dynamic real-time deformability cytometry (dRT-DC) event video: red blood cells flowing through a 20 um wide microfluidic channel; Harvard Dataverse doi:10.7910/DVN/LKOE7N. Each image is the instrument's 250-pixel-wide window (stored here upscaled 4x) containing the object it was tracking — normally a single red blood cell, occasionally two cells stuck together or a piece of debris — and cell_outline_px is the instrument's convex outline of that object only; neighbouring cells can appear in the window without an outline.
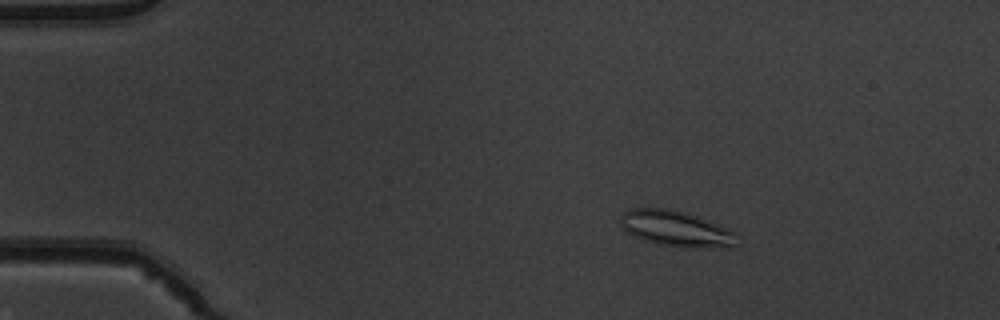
{"species": "common noctule bat (a hibernating species)", "species_latin": "Nyctalus noctula", "temperature_condition": "warm", "stored_images_in_passage": 40, "camera_frame_rate_fps": 3000, "um_per_image_px": 0.085, "animal": {"sex": "male", "body_mass_g": 19.5, "forearm_length_mm": 54.6}, "frame": {"image": 1, "passage_image": 10, "time_ms": 3.0, "image_size_px": [1000, 320], "cell_outline_px": [[736, 232], [732, 248], [688, 248], [656, 244], [636, 236], [628, 232], [620, 224], [620, 216], [628, 208], [668, 208], [688, 212], [728, 228]], "centroid_in_image_um": [57.47, 19.43], "position_along_channel_um": 27.5, "area_um2": 24.45}}
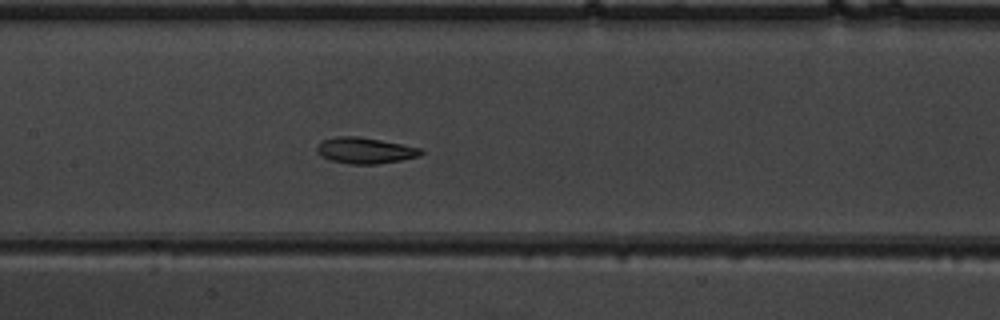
{"frame": {"image": 2, "passage_image": 27, "time_ms": 8.667, "image_size_px": [1000, 320], "cell_outline_px": [[424, 152], [420, 156], [400, 160], [376, 164], [348, 164], [328, 160], [320, 156], [316, 152], [316, 148], [320, 140], [336, 136], [356, 136], [380, 140], [424, 148]], "centroid_in_image_um": [31.0, 12.79], "position_along_channel_um": 176.4, "area_um2": 16.07}}
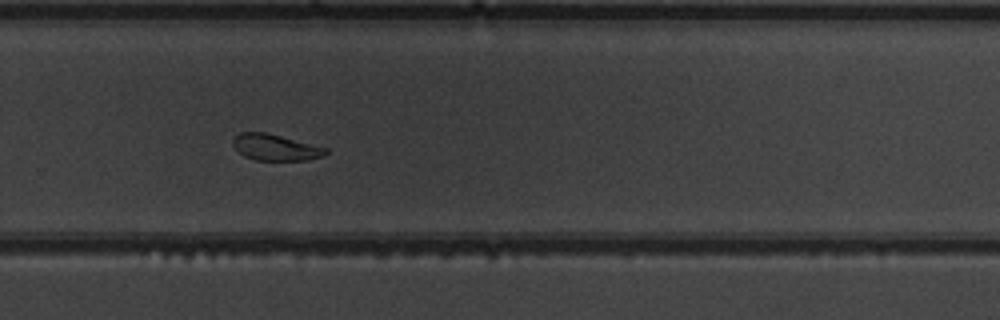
{"frame": {"image": 3, "passage_image": 37, "time_ms": 12.0, "image_size_px": [1000, 320], "cell_outline_px": [[328, 152], [324, 156], [308, 160], [256, 160], [244, 156], [232, 144], [232, 140], [240, 132], [264, 132], [328, 148]], "centroid_in_image_um": [23.42, 12.53], "position_along_channel_um": 306.4, "area_um2": 14.05}}